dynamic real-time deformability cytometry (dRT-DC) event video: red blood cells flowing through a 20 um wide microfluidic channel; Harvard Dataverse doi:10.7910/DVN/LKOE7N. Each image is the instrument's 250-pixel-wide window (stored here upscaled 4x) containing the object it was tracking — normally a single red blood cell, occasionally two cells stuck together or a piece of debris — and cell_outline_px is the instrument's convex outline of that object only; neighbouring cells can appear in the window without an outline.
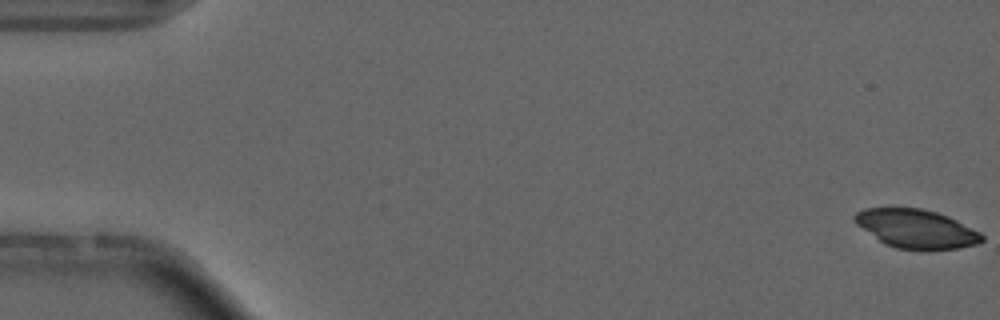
{"species": "common noctule bat (a hibernating species)", "species_latin": "Nyctalus noctula", "temperature_condition": "cold", "stored_images_in_passage": 4, "camera_frame_rate_fps": 3000, "um_per_image_px": 0.085, "animal": {"sex": "male", "forearm_length_mm": 52.5}, "frame": {"image": 1, "passage_image": 1, "time_ms": 0.0, "image_size_px": [1000, 320], "cell_outline_px": [[984, 240], [976, 244], [956, 248], [928, 252], [920, 252], [896, 248], [884, 244], [856, 224], [852, 220], [852, 216], [856, 212], [864, 208], [920, 208], [936, 212], [948, 216], [980, 232], [984, 236]], "centroid_in_image_um": [77.87, 19.48], "position_along_channel_um": 7.1, "area_um2": 29.25}}